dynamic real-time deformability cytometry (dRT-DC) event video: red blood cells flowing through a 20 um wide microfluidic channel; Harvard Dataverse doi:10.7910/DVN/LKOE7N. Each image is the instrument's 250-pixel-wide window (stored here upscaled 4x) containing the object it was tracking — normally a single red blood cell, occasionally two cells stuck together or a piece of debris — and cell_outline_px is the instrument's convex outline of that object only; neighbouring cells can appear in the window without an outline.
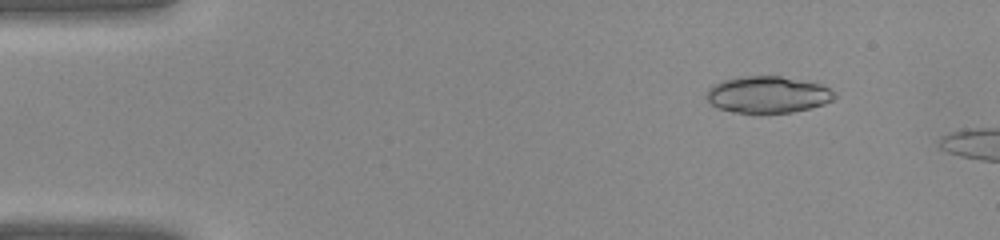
{"species": "common noctule bat (a hibernating species)", "species_latin": "Nyctalus noctula", "temperature_condition": "warm", "stored_images_in_passage": 5, "camera_frame_rate_fps": 3000, "um_per_image_px": 0.085, "animal": {"sex": "female", "body_mass_g": 22.0, "forearm_length_mm": 56.7}, "frame": {"image": 1, "passage_image": 2, "time_ms": 0.333, "image_size_px": [1000, 240], "cell_outline_px": [[836, 96], [832, 100], [824, 104], [792, 112], [764, 116], [752, 116], [732, 112], [720, 108], [712, 104], [704, 96], [708, 88], [712, 84], [736, 76], [780, 76], [808, 80], [820, 84], [836, 92]], "centroid_in_image_um": [65.23, 8.07], "position_along_channel_um": 19.8, "area_um2": 28.5}}